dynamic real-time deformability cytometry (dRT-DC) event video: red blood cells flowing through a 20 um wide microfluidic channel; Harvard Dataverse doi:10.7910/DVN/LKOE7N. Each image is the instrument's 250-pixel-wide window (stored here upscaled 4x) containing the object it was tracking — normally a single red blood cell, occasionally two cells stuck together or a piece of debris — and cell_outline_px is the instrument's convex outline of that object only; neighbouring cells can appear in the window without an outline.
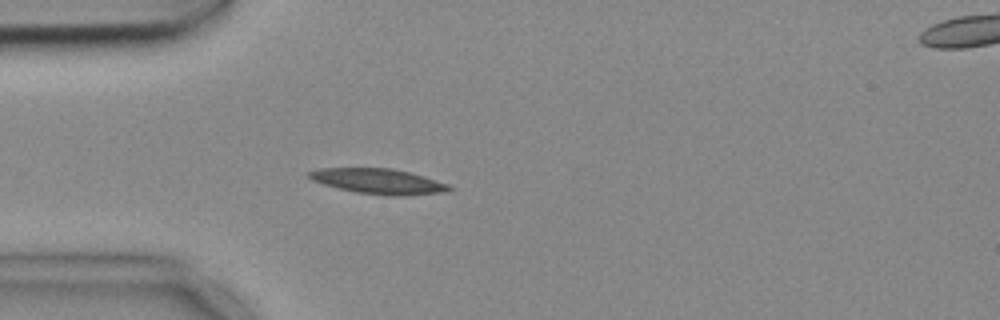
{"species": "common noctule bat (a hibernating species)", "species_latin": "Nyctalus noctula", "temperature_condition": "cold", "stored_images_in_passage": 4, "camera_frame_rate_fps": 3000, "um_per_image_px": 0.085, "animal": {"sex": "female", "body_mass_g": 18.4}, "frame": {"image": 1, "passage_image": 4, "time_ms": 1.0, "image_size_px": [1000, 320], "cell_outline_px": [[452, 188], [444, 192], [404, 196], [388, 196], [356, 192], [324, 184], [312, 180], [304, 172], [320, 168], [392, 168], [408, 172], [448, 184]], "centroid_in_image_um": [32.12, 15.41], "position_along_channel_um": 52.9, "area_um2": 20.46}}